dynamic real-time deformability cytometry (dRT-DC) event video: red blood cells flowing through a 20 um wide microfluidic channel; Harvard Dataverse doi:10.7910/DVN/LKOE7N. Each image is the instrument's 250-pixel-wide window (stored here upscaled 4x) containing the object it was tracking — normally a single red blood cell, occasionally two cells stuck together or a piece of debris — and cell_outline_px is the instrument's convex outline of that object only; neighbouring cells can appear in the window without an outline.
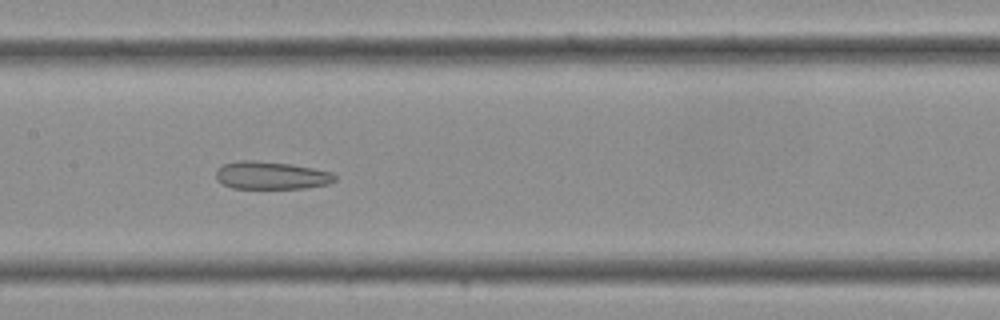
{"species": "Egyptian fruit bat (a non-hibernating species)", "species_latin": "Rousettus aegyptiacus", "temperature_condition": "cold", "stored_images_in_passage": 34, "camera_frame_rate_fps": 3000, "um_per_image_px": 0.085, "frame": {"image": 1, "passage_image": 17, "time_ms": 5.333, "image_size_px": [1000, 320], "cell_outline_px": [[336, 180], [328, 184], [304, 188], [232, 188], [216, 180], [216, 168], [220, 164], [236, 160], [256, 160], [292, 164], [332, 172], [336, 176]], "centroid_in_image_um": [23.0, 14.89], "position_along_channel_um": 184.4, "area_um2": 19.48}}
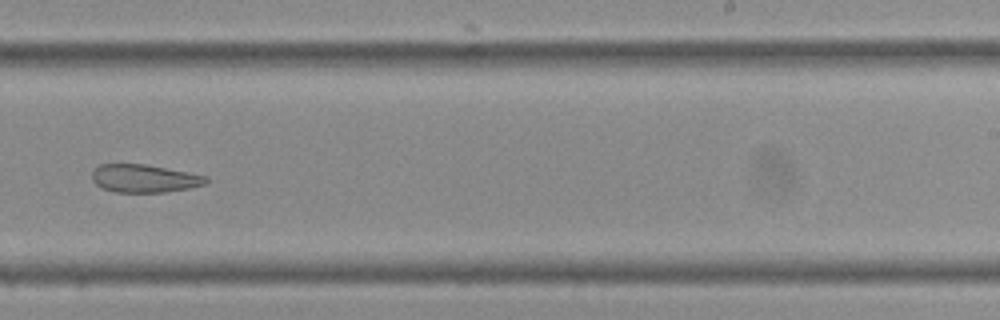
{"frame": {"image": 2, "passage_image": 22, "time_ms": 7.0, "image_size_px": [1000, 320], "cell_outline_px": [[208, 180], [204, 184], [188, 188], [164, 192], [116, 192], [104, 188], [96, 184], [92, 180], [92, 172], [100, 164], [144, 164], [188, 172], [208, 176]], "centroid_in_image_um": [12.26, 15.16], "position_along_channel_um": 276.7, "area_um2": 18.38}}
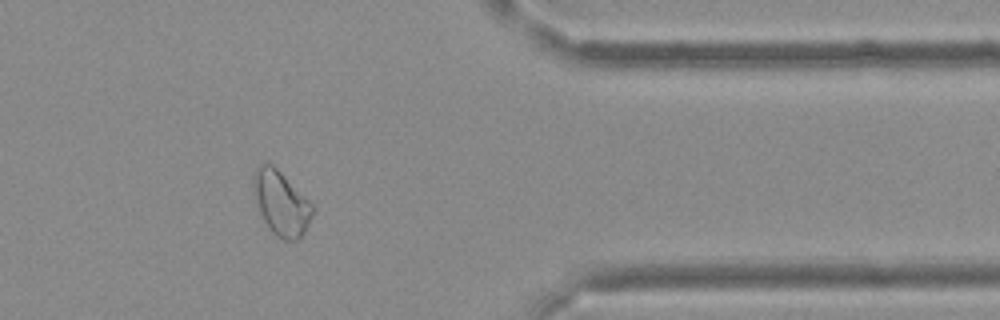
{"frame": {"image": 3, "passage_image": 29, "time_ms": 9.333, "image_size_px": [1000, 320], "cell_outline_px": [[312, 216], [300, 240], [284, 240], [276, 236], [268, 228], [256, 204], [252, 192], [252, 176], [256, 168], [260, 164], [272, 164], [312, 204]], "centroid_in_image_um": [23.85, 17.28], "position_along_channel_um": 387.6, "area_um2": 21.96}}